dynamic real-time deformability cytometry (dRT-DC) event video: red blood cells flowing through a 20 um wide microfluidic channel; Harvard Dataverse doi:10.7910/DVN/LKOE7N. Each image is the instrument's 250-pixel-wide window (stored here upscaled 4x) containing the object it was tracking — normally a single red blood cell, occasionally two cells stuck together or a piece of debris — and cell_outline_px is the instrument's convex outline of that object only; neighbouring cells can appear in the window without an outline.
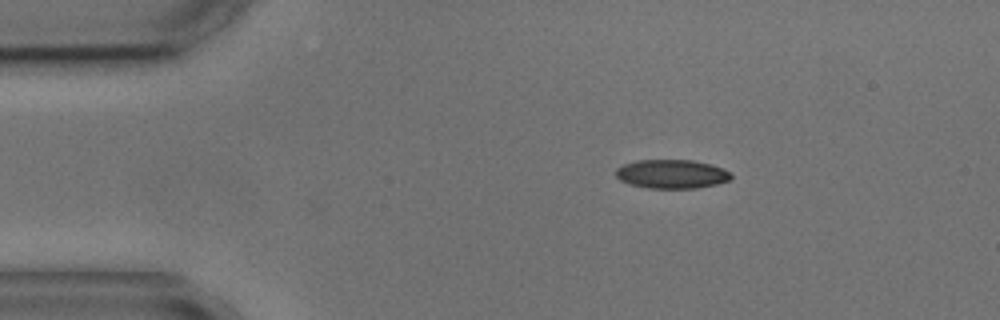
{"species": "common noctule bat (a hibernating species)", "species_latin": "Nyctalus noctula", "temperature_condition": "cold", "stored_images_in_passage": 2, "camera_frame_rate_fps": 3000, "um_per_image_px": 0.085, "animal": {"sex": "male", "body_mass_g": 17.9, "forearm_length_mm": 54.2}, "frame": {"image": 1, "passage_image": 1, "time_ms": 0.0, "image_size_px": [1000, 320], "cell_outline_px": [[732, 176], [728, 180], [716, 184], [696, 188], [648, 188], [628, 184], [620, 180], [616, 176], [616, 168], [624, 164], [636, 160], [692, 160], [724, 168], [732, 172]], "centroid_in_image_um": [57.08, 14.79], "position_along_channel_um": 27.9, "area_um2": 19.42}}